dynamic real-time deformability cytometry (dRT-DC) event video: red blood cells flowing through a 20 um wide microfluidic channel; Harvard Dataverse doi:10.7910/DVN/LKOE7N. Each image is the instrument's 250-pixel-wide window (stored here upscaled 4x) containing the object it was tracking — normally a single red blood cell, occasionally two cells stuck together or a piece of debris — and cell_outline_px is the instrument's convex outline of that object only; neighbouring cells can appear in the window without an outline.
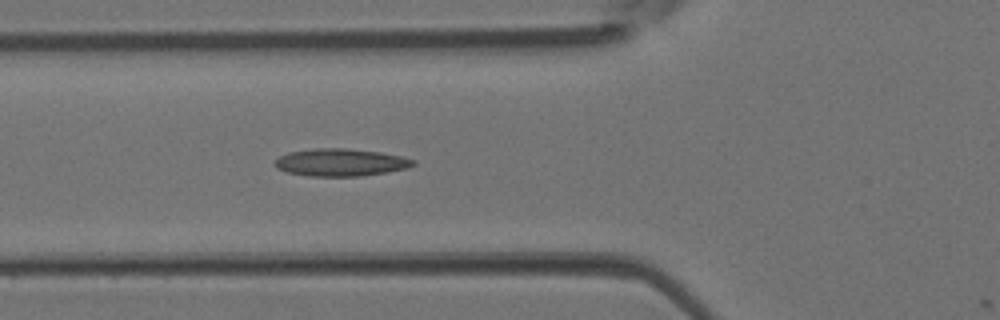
{"species": "Egyptian fruit bat (a non-hibernating species)", "species_latin": "Rousettus aegyptiacus", "temperature_condition": "room temperature", "stored_images_in_passage": 16, "camera_frame_rate_fps": 3000, "um_per_image_px": 0.085, "animal": {"sex": "female"}, "frame": {"image": 1, "passage_image": 15, "time_ms": 4.667, "image_size_px": [1000, 320], "cell_outline_px": [[416, 164], [408, 168], [388, 172], [360, 176], [308, 176], [288, 172], [276, 168], [272, 164], [280, 156], [288, 152], [312, 148], [344, 148], [380, 152], [400, 156], [416, 160]], "centroid_in_image_um": [28.95, 13.8], "position_along_channel_um": 96.9, "area_um2": 22.25}}